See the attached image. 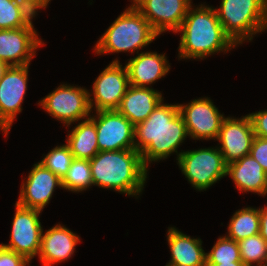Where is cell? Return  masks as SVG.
<instances>
[{
	"label": "cell",
	"mask_w": 267,
	"mask_h": 266,
	"mask_svg": "<svg viewBox=\"0 0 267 266\" xmlns=\"http://www.w3.org/2000/svg\"><path fill=\"white\" fill-rule=\"evenodd\" d=\"M135 149L140 152L143 165L160 162L176 155L178 160L183 150L178 151L187 136L184 119L178 103L168 104L164 100L158 104L148 118L135 125Z\"/></svg>",
	"instance_id": "1"
},
{
	"label": "cell",
	"mask_w": 267,
	"mask_h": 266,
	"mask_svg": "<svg viewBox=\"0 0 267 266\" xmlns=\"http://www.w3.org/2000/svg\"><path fill=\"white\" fill-rule=\"evenodd\" d=\"M178 32L181 34L177 48L179 60H203L216 53L226 54L238 47L224 32L215 7L209 4H192Z\"/></svg>",
	"instance_id": "2"
},
{
	"label": "cell",
	"mask_w": 267,
	"mask_h": 266,
	"mask_svg": "<svg viewBox=\"0 0 267 266\" xmlns=\"http://www.w3.org/2000/svg\"><path fill=\"white\" fill-rule=\"evenodd\" d=\"M89 162L94 186L135 199L143 193L148 169L136 149L99 151Z\"/></svg>",
	"instance_id": "3"
},
{
	"label": "cell",
	"mask_w": 267,
	"mask_h": 266,
	"mask_svg": "<svg viewBox=\"0 0 267 266\" xmlns=\"http://www.w3.org/2000/svg\"><path fill=\"white\" fill-rule=\"evenodd\" d=\"M158 36L150 23L131 4L102 34L95 43L93 52L101 56L121 52H131V54L136 52L138 54Z\"/></svg>",
	"instance_id": "4"
},
{
	"label": "cell",
	"mask_w": 267,
	"mask_h": 266,
	"mask_svg": "<svg viewBox=\"0 0 267 266\" xmlns=\"http://www.w3.org/2000/svg\"><path fill=\"white\" fill-rule=\"evenodd\" d=\"M215 10L224 32L237 46L267 30V0H221Z\"/></svg>",
	"instance_id": "5"
},
{
	"label": "cell",
	"mask_w": 267,
	"mask_h": 266,
	"mask_svg": "<svg viewBox=\"0 0 267 266\" xmlns=\"http://www.w3.org/2000/svg\"><path fill=\"white\" fill-rule=\"evenodd\" d=\"M177 165L188 183L199 192L214 186L227 174V163L217 145L196 150H183Z\"/></svg>",
	"instance_id": "6"
},
{
	"label": "cell",
	"mask_w": 267,
	"mask_h": 266,
	"mask_svg": "<svg viewBox=\"0 0 267 266\" xmlns=\"http://www.w3.org/2000/svg\"><path fill=\"white\" fill-rule=\"evenodd\" d=\"M88 91L83 86L61 83L37 104L49 116L70 129L71 124L88 119L91 115Z\"/></svg>",
	"instance_id": "7"
},
{
	"label": "cell",
	"mask_w": 267,
	"mask_h": 266,
	"mask_svg": "<svg viewBox=\"0 0 267 266\" xmlns=\"http://www.w3.org/2000/svg\"><path fill=\"white\" fill-rule=\"evenodd\" d=\"M129 86L126 66L117 58L112 60L93 81L91 91H88L91 111L116 110Z\"/></svg>",
	"instance_id": "8"
},
{
	"label": "cell",
	"mask_w": 267,
	"mask_h": 266,
	"mask_svg": "<svg viewBox=\"0 0 267 266\" xmlns=\"http://www.w3.org/2000/svg\"><path fill=\"white\" fill-rule=\"evenodd\" d=\"M15 214L12 221L10 241L0 243L7 249L23 255L30 262L38 256L43 231L40 215L42 211L26 208L15 203Z\"/></svg>",
	"instance_id": "9"
},
{
	"label": "cell",
	"mask_w": 267,
	"mask_h": 266,
	"mask_svg": "<svg viewBox=\"0 0 267 266\" xmlns=\"http://www.w3.org/2000/svg\"><path fill=\"white\" fill-rule=\"evenodd\" d=\"M29 66H9L0 80V131L6 138L17 115L23 110Z\"/></svg>",
	"instance_id": "10"
},
{
	"label": "cell",
	"mask_w": 267,
	"mask_h": 266,
	"mask_svg": "<svg viewBox=\"0 0 267 266\" xmlns=\"http://www.w3.org/2000/svg\"><path fill=\"white\" fill-rule=\"evenodd\" d=\"M188 135L193 140H216L226 118L210 97H199L186 104H178Z\"/></svg>",
	"instance_id": "11"
},
{
	"label": "cell",
	"mask_w": 267,
	"mask_h": 266,
	"mask_svg": "<svg viewBox=\"0 0 267 266\" xmlns=\"http://www.w3.org/2000/svg\"><path fill=\"white\" fill-rule=\"evenodd\" d=\"M91 112L99 151L135 149V126L117 110Z\"/></svg>",
	"instance_id": "12"
},
{
	"label": "cell",
	"mask_w": 267,
	"mask_h": 266,
	"mask_svg": "<svg viewBox=\"0 0 267 266\" xmlns=\"http://www.w3.org/2000/svg\"><path fill=\"white\" fill-rule=\"evenodd\" d=\"M43 45L33 21L25 27L0 29V60L9 66L30 65Z\"/></svg>",
	"instance_id": "13"
},
{
	"label": "cell",
	"mask_w": 267,
	"mask_h": 266,
	"mask_svg": "<svg viewBox=\"0 0 267 266\" xmlns=\"http://www.w3.org/2000/svg\"><path fill=\"white\" fill-rule=\"evenodd\" d=\"M130 2L159 36L166 31L176 33L193 4L192 0H131Z\"/></svg>",
	"instance_id": "14"
},
{
	"label": "cell",
	"mask_w": 267,
	"mask_h": 266,
	"mask_svg": "<svg viewBox=\"0 0 267 266\" xmlns=\"http://www.w3.org/2000/svg\"><path fill=\"white\" fill-rule=\"evenodd\" d=\"M63 189L62 180L50 169L37 162L23 179L16 203L20 206L43 211L56 188Z\"/></svg>",
	"instance_id": "15"
},
{
	"label": "cell",
	"mask_w": 267,
	"mask_h": 266,
	"mask_svg": "<svg viewBox=\"0 0 267 266\" xmlns=\"http://www.w3.org/2000/svg\"><path fill=\"white\" fill-rule=\"evenodd\" d=\"M254 137L252 122L248 114L240 118L227 116L222 122L215 141L219 142L217 147L224 161L229 164L250 153Z\"/></svg>",
	"instance_id": "16"
},
{
	"label": "cell",
	"mask_w": 267,
	"mask_h": 266,
	"mask_svg": "<svg viewBox=\"0 0 267 266\" xmlns=\"http://www.w3.org/2000/svg\"><path fill=\"white\" fill-rule=\"evenodd\" d=\"M80 236L65 225L55 224L41 235V247L38 254L42 266H52L68 261L74 255Z\"/></svg>",
	"instance_id": "17"
},
{
	"label": "cell",
	"mask_w": 267,
	"mask_h": 266,
	"mask_svg": "<svg viewBox=\"0 0 267 266\" xmlns=\"http://www.w3.org/2000/svg\"><path fill=\"white\" fill-rule=\"evenodd\" d=\"M165 55L156 51H141L133 58L127 59L125 66L130 85L153 88V83L168 75L170 71L171 66Z\"/></svg>",
	"instance_id": "18"
},
{
	"label": "cell",
	"mask_w": 267,
	"mask_h": 266,
	"mask_svg": "<svg viewBox=\"0 0 267 266\" xmlns=\"http://www.w3.org/2000/svg\"><path fill=\"white\" fill-rule=\"evenodd\" d=\"M167 242L171 259L165 266H206L201 238H192L176 227H168Z\"/></svg>",
	"instance_id": "19"
},
{
	"label": "cell",
	"mask_w": 267,
	"mask_h": 266,
	"mask_svg": "<svg viewBox=\"0 0 267 266\" xmlns=\"http://www.w3.org/2000/svg\"><path fill=\"white\" fill-rule=\"evenodd\" d=\"M226 176L231 177L235 188L241 193L267 195V173L250 154L227 164Z\"/></svg>",
	"instance_id": "20"
},
{
	"label": "cell",
	"mask_w": 267,
	"mask_h": 266,
	"mask_svg": "<svg viewBox=\"0 0 267 266\" xmlns=\"http://www.w3.org/2000/svg\"><path fill=\"white\" fill-rule=\"evenodd\" d=\"M163 99L159 90L130 85L116 110L135 126L145 121Z\"/></svg>",
	"instance_id": "21"
},
{
	"label": "cell",
	"mask_w": 267,
	"mask_h": 266,
	"mask_svg": "<svg viewBox=\"0 0 267 266\" xmlns=\"http://www.w3.org/2000/svg\"><path fill=\"white\" fill-rule=\"evenodd\" d=\"M66 144L74 158L91 160L98 152L95 122L89 117L68 130Z\"/></svg>",
	"instance_id": "22"
},
{
	"label": "cell",
	"mask_w": 267,
	"mask_h": 266,
	"mask_svg": "<svg viewBox=\"0 0 267 266\" xmlns=\"http://www.w3.org/2000/svg\"><path fill=\"white\" fill-rule=\"evenodd\" d=\"M226 237L236 242L260 233L259 208L244 207L233 213L228 222Z\"/></svg>",
	"instance_id": "23"
},
{
	"label": "cell",
	"mask_w": 267,
	"mask_h": 266,
	"mask_svg": "<svg viewBox=\"0 0 267 266\" xmlns=\"http://www.w3.org/2000/svg\"><path fill=\"white\" fill-rule=\"evenodd\" d=\"M35 14L18 0H0V29L28 26Z\"/></svg>",
	"instance_id": "24"
},
{
	"label": "cell",
	"mask_w": 267,
	"mask_h": 266,
	"mask_svg": "<svg viewBox=\"0 0 267 266\" xmlns=\"http://www.w3.org/2000/svg\"><path fill=\"white\" fill-rule=\"evenodd\" d=\"M93 185L90 162L74 158L67 174L62 179V187L68 192L82 193Z\"/></svg>",
	"instance_id": "25"
},
{
	"label": "cell",
	"mask_w": 267,
	"mask_h": 266,
	"mask_svg": "<svg viewBox=\"0 0 267 266\" xmlns=\"http://www.w3.org/2000/svg\"><path fill=\"white\" fill-rule=\"evenodd\" d=\"M240 256L245 266L264 265L267 256V242L260 234H255L237 242Z\"/></svg>",
	"instance_id": "26"
},
{
	"label": "cell",
	"mask_w": 267,
	"mask_h": 266,
	"mask_svg": "<svg viewBox=\"0 0 267 266\" xmlns=\"http://www.w3.org/2000/svg\"><path fill=\"white\" fill-rule=\"evenodd\" d=\"M230 262H242L238 243L226 237L220 236L212 249L206 252V264H220Z\"/></svg>",
	"instance_id": "27"
},
{
	"label": "cell",
	"mask_w": 267,
	"mask_h": 266,
	"mask_svg": "<svg viewBox=\"0 0 267 266\" xmlns=\"http://www.w3.org/2000/svg\"><path fill=\"white\" fill-rule=\"evenodd\" d=\"M39 161L45 168L50 169L61 180L67 174L74 159L67 144L57 145Z\"/></svg>",
	"instance_id": "28"
},
{
	"label": "cell",
	"mask_w": 267,
	"mask_h": 266,
	"mask_svg": "<svg viewBox=\"0 0 267 266\" xmlns=\"http://www.w3.org/2000/svg\"><path fill=\"white\" fill-rule=\"evenodd\" d=\"M30 263L23 255L0 244V266H31Z\"/></svg>",
	"instance_id": "29"
},
{
	"label": "cell",
	"mask_w": 267,
	"mask_h": 266,
	"mask_svg": "<svg viewBox=\"0 0 267 266\" xmlns=\"http://www.w3.org/2000/svg\"><path fill=\"white\" fill-rule=\"evenodd\" d=\"M267 173V139L255 136L249 153Z\"/></svg>",
	"instance_id": "30"
},
{
	"label": "cell",
	"mask_w": 267,
	"mask_h": 266,
	"mask_svg": "<svg viewBox=\"0 0 267 266\" xmlns=\"http://www.w3.org/2000/svg\"><path fill=\"white\" fill-rule=\"evenodd\" d=\"M255 136L267 139V109L249 113Z\"/></svg>",
	"instance_id": "31"
},
{
	"label": "cell",
	"mask_w": 267,
	"mask_h": 266,
	"mask_svg": "<svg viewBox=\"0 0 267 266\" xmlns=\"http://www.w3.org/2000/svg\"><path fill=\"white\" fill-rule=\"evenodd\" d=\"M18 1L24 4L36 16L38 15L39 10L46 9L51 2V0H18Z\"/></svg>",
	"instance_id": "32"
},
{
	"label": "cell",
	"mask_w": 267,
	"mask_h": 266,
	"mask_svg": "<svg viewBox=\"0 0 267 266\" xmlns=\"http://www.w3.org/2000/svg\"><path fill=\"white\" fill-rule=\"evenodd\" d=\"M260 214V235L267 242V205L259 208Z\"/></svg>",
	"instance_id": "33"
},
{
	"label": "cell",
	"mask_w": 267,
	"mask_h": 266,
	"mask_svg": "<svg viewBox=\"0 0 267 266\" xmlns=\"http://www.w3.org/2000/svg\"><path fill=\"white\" fill-rule=\"evenodd\" d=\"M206 266H245L243 262H230V263H220V264H206Z\"/></svg>",
	"instance_id": "34"
},
{
	"label": "cell",
	"mask_w": 267,
	"mask_h": 266,
	"mask_svg": "<svg viewBox=\"0 0 267 266\" xmlns=\"http://www.w3.org/2000/svg\"><path fill=\"white\" fill-rule=\"evenodd\" d=\"M9 68V65L3 61L0 60V80L4 76V73Z\"/></svg>",
	"instance_id": "35"
},
{
	"label": "cell",
	"mask_w": 267,
	"mask_h": 266,
	"mask_svg": "<svg viewBox=\"0 0 267 266\" xmlns=\"http://www.w3.org/2000/svg\"><path fill=\"white\" fill-rule=\"evenodd\" d=\"M263 266H267V256H266V260Z\"/></svg>",
	"instance_id": "36"
}]
</instances>
